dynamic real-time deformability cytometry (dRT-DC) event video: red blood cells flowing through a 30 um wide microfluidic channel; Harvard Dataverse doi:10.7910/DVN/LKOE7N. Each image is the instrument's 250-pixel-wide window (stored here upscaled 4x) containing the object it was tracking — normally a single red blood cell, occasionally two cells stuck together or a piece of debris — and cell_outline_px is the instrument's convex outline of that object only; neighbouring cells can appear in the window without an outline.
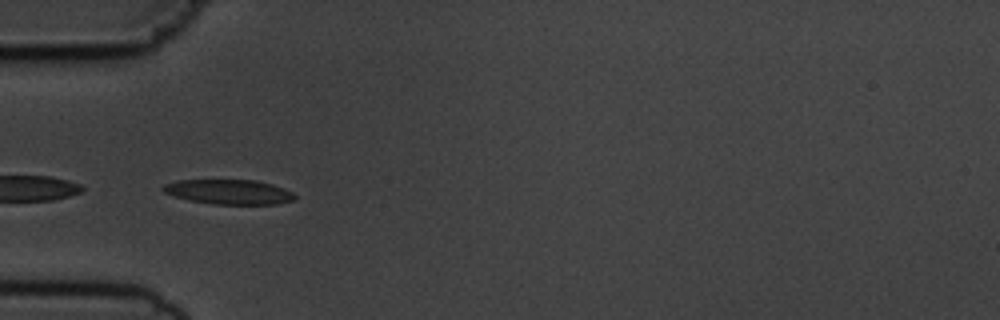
{"species": "common noctule bat (a hibernating species)", "species_latin": "Nyctalus noctula", "temperature_condition": "cold", "stored_images_in_passage": 8, "camera_frame_rate_fps": 3000, "um_per_image_px": 0.085, "animal": {"sex": "male", "body_mass_g": 19.5, "forearm_length_mm": 54.6}, "frame": {"image": 1, "passage_image": 5, "time_ms": 4.667, "image_size_px": [1000, 320], "cell_outline_px": [[296, 200], [280, 204], [212, 204], [188, 200], [164, 192], [160, 188], [164, 184], [176, 180], [256, 180], [272, 184], [284, 188], [292, 192], [296, 196]], "centroid_in_image_um": [19.48, 16.31], "position_along_channel_um": 65.5, "area_um2": 19.13}}
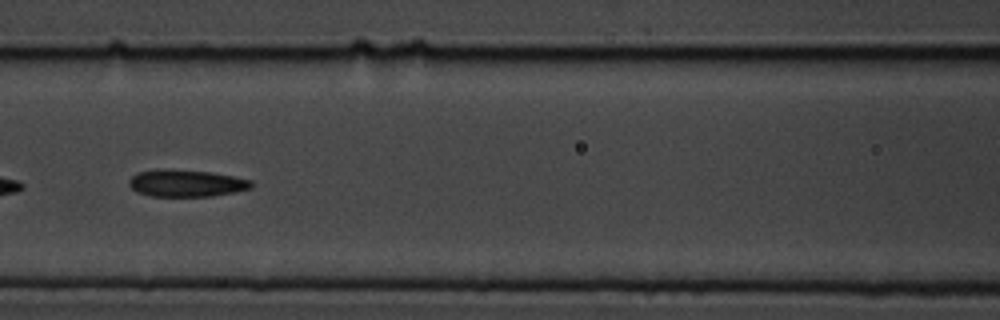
{"frame": {"image": 2, "passage_image": 7, "time_ms": 7.0, "image_size_px": [1000, 320], "cell_outline_px": [[252, 188], [236, 192], [212, 196], [148, 196], [136, 192], [128, 184], [128, 180], [136, 172], [212, 172], [252, 180]], "centroid_in_image_um": [15.88, 15.63], "position_along_channel_um": 150.7, "area_um2": 18.44}}
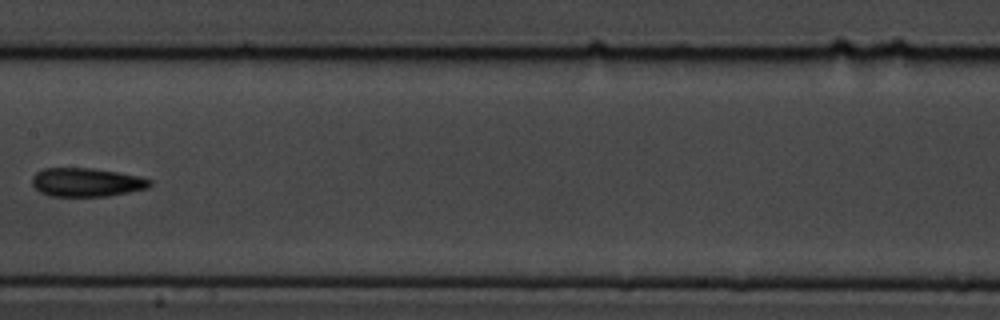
{"frame": {"image": 3, "passage_image": 8, "time_ms": 8.333, "image_size_px": [1000, 320], "cell_outline_px": [[152, 184], [148, 188], [108, 196], [48, 196], [40, 192], [32, 184], [32, 176], [36, 172], [44, 168], [92, 168], [140, 176], [152, 180]], "centroid_in_image_um": [7.35, 15.49], "position_along_channel_um": 200.1, "area_um2": 19.71}}